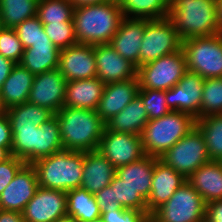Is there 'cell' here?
<instances>
[{
  "instance_id": "34",
  "label": "cell",
  "mask_w": 222,
  "mask_h": 222,
  "mask_svg": "<svg viewBox=\"0 0 222 222\" xmlns=\"http://www.w3.org/2000/svg\"><path fill=\"white\" fill-rule=\"evenodd\" d=\"M74 9L70 0H39L36 16L42 24L73 21Z\"/></svg>"
},
{
  "instance_id": "14",
  "label": "cell",
  "mask_w": 222,
  "mask_h": 222,
  "mask_svg": "<svg viewBox=\"0 0 222 222\" xmlns=\"http://www.w3.org/2000/svg\"><path fill=\"white\" fill-rule=\"evenodd\" d=\"M66 82L59 69L35 75L27 102L56 114L64 106Z\"/></svg>"
},
{
  "instance_id": "1",
  "label": "cell",
  "mask_w": 222,
  "mask_h": 222,
  "mask_svg": "<svg viewBox=\"0 0 222 222\" xmlns=\"http://www.w3.org/2000/svg\"><path fill=\"white\" fill-rule=\"evenodd\" d=\"M123 18L119 0L76 6L73 15L75 39L92 46L109 44Z\"/></svg>"
},
{
  "instance_id": "37",
  "label": "cell",
  "mask_w": 222,
  "mask_h": 222,
  "mask_svg": "<svg viewBox=\"0 0 222 222\" xmlns=\"http://www.w3.org/2000/svg\"><path fill=\"white\" fill-rule=\"evenodd\" d=\"M137 96L142 100L149 120L163 117L171 112L166 101V91L139 89Z\"/></svg>"
},
{
  "instance_id": "39",
  "label": "cell",
  "mask_w": 222,
  "mask_h": 222,
  "mask_svg": "<svg viewBox=\"0 0 222 222\" xmlns=\"http://www.w3.org/2000/svg\"><path fill=\"white\" fill-rule=\"evenodd\" d=\"M14 29L17 32L18 38L22 42L24 49L31 47L36 41L50 40L44 31L42 22L37 16L26 19Z\"/></svg>"
},
{
  "instance_id": "17",
  "label": "cell",
  "mask_w": 222,
  "mask_h": 222,
  "mask_svg": "<svg viewBox=\"0 0 222 222\" xmlns=\"http://www.w3.org/2000/svg\"><path fill=\"white\" fill-rule=\"evenodd\" d=\"M58 69L66 81L96 77L94 46L77 43L61 49Z\"/></svg>"
},
{
  "instance_id": "51",
  "label": "cell",
  "mask_w": 222,
  "mask_h": 222,
  "mask_svg": "<svg viewBox=\"0 0 222 222\" xmlns=\"http://www.w3.org/2000/svg\"><path fill=\"white\" fill-rule=\"evenodd\" d=\"M54 222H78L76 219H74L72 216L66 215L61 218H58Z\"/></svg>"
},
{
  "instance_id": "29",
  "label": "cell",
  "mask_w": 222,
  "mask_h": 222,
  "mask_svg": "<svg viewBox=\"0 0 222 222\" xmlns=\"http://www.w3.org/2000/svg\"><path fill=\"white\" fill-rule=\"evenodd\" d=\"M67 215L72 216L78 222H88L100 218L101 211L91 194L83 188H76L66 192Z\"/></svg>"
},
{
  "instance_id": "2",
  "label": "cell",
  "mask_w": 222,
  "mask_h": 222,
  "mask_svg": "<svg viewBox=\"0 0 222 222\" xmlns=\"http://www.w3.org/2000/svg\"><path fill=\"white\" fill-rule=\"evenodd\" d=\"M64 150L95 151L105 123L95 110L63 106L56 112Z\"/></svg>"
},
{
  "instance_id": "23",
  "label": "cell",
  "mask_w": 222,
  "mask_h": 222,
  "mask_svg": "<svg viewBox=\"0 0 222 222\" xmlns=\"http://www.w3.org/2000/svg\"><path fill=\"white\" fill-rule=\"evenodd\" d=\"M104 88L97 77L67 81L64 106L96 111Z\"/></svg>"
},
{
  "instance_id": "27",
  "label": "cell",
  "mask_w": 222,
  "mask_h": 222,
  "mask_svg": "<svg viewBox=\"0 0 222 222\" xmlns=\"http://www.w3.org/2000/svg\"><path fill=\"white\" fill-rule=\"evenodd\" d=\"M34 78L35 75L20 64L13 67L0 91L5 109L28 101Z\"/></svg>"
},
{
  "instance_id": "7",
  "label": "cell",
  "mask_w": 222,
  "mask_h": 222,
  "mask_svg": "<svg viewBox=\"0 0 222 222\" xmlns=\"http://www.w3.org/2000/svg\"><path fill=\"white\" fill-rule=\"evenodd\" d=\"M186 68L204 79L222 77V34L182 41Z\"/></svg>"
},
{
  "instance_id": "30",
  "label": "cell",
  "mask_w": 222,
  "mask_h": 222,
  "mask_svg": "<svg viewBox=\"0 0 222 222\" xmlns=\"http://www.w3.org/2000/svg\"><path fill=\"white\" fill-rule=\"evenodd\" d=\"M124 17L158 20L167 18L171 0H119Z\"/></svg>"
},
{
  "instance_id": "44",
  "label": "cell",
  "mask_w": 222,
  "mask_h": 222,
  "mask_svg": "<svg viewBox=\"0 0 222 222\" xmlns=\"http://www.w3.org/2000/svg\"><path fill=\"white\" fill-rule=\"evenodd\" d=\"M12 131L9 118L6 113L0 115V147L11 148Z\"/></svg>"
},
{
  "instance_id": "11",
  "label": "cell",
  "mask_w": 222,
  "mask_h": 222,
  "mask_svg": "<svg viewBox=\"0 0 222 222\" xmlns=\"http://www.w3.org/2000/svg\"><path fill=\"white\" fill-rule=\"evenodd\" d=\"M141 44L139 66L182 48V40L168 17L150 20L145 26Z\"/></svg>"
},
{
  "instance_id": "40",
  "label": "cell",
  "mask_w": 222,
  "mask_h": 222,
  "mask_svg": "<svg viewBox=\"0 0 222 222\" xmlns=\"http://www.w3.org/2000/svg\"><path fill=\"white\" fill-rule=\"evenodd\" d=\"M24 50L14 28H3L0 31V54L3 57L19 64Z\"/></svg>"
},
{
  "instance_id": "12",
  "label": "cell",
  "mask_w": 222,
  "mask_h": 222,
  "mask_svg": "<svg viewBox=\"0 0 222 222\" xmlns=\"http://www.w3.org/2000/svg\"><path fill=\"white\" fill-rule=\"evenodd\" d=\"M115 168L141 159L145 154L141 135L103 130L97 149Z\"/></svg>"
},
{
  "instance_id": "53",
  "label": "cell",
  "mask_w": 222,
  "mask_h": 222,
  "mask_svg": "<svg viewBox=\"0 0 222 222\" xmlns=\"http://www.w3.org/2000/svg\"><path fill=\"white\" fill-rule=\"evenodd\" d=\"M88 222H103L101 218H97L95 220H92V221H88Z\"/></svg>"
},
{
  "instance_id": "32",
  "label": "cell",
  "mask_w": 222,
  "mask_h": 222,
  "mask_svg": "<svg viewBox=\"0 0 222 222\" xmlns=\"http://www.w3.org/2000/svg\"><path fill=\"white\" fill-rule=\"evenodd\" d=\"M196 126L203 133L210 159L222 161V115L198 118Z\"/></svg>"
},
{
  "instance_id": "6",
  "label": "cell",
  "mask_w": 222,
  "mask_h": 222,
  "mask_svg": "<svg viewBox=\"0 0 222 222\" xmlns=\"http://www.w3.org/2000/svg\"><path fill=\"white\" fill-rule=\"evenodd\" d=\"M195 127L196 119L179 111L149 120L141 133L144 154L159 158Z\"/></svg>"
},
{
  "instance_id": "22",
  "label": "cell",
  "mask_w": 222,
  "mask_h": 222,
  "mask_svg": "<svg viewBox=\"0 0 222 222\" xmlns=\"http://www.w3.org/2000/svg\"><path fill=\"white\" fill-rule=\"evenodd\" d=\"M116 168L98 151L83 152V174L81 188L91 194L110 185Z\"/></svg>"
},
{
  "instance_id": "31",
  "label": "cell",
  "mask_w": 222,
  "mask_h": 222,
  "mask_svg": "<svg viewBox=\"0 0 222 222\" xmlns=\"http://www.w3.org/2000/svg\"><path fill=\"white\" fill-rule=\"evenodd\" d=\"M39 0H0V20L3 28H15L36 16Z\"/></svg>"
},
{
  "instance_id": "47",
  "label": "cell",
  "mask_w": 222,
  "mask_h": 222,
  "mask_svg": "<svg viewBox=\"0 0 222 222\" xmlns=\"http://www.w3.org/2000/svg\"><path fill=\"white\" fill-rule=\"evenodd\" d=\"M0 222H25L23 214L18 211L0 209Z\"/></svg>"
},
{
  "instance_id": "25",
  "label": "cell",
  "mask_w": 222,
  "mask_h": 222,
  "mask_svg": "<svg viewBox=\"0 0 222 222\" xmlns=\"http://www.w3.org/2000/svg\"><path fill=\"white\" fill-rule=\"evenodd\" d=\"M60 49L51 40H39L25 49L19 64L30 73L37 75L45 71L58 69Z\"/></svg>"
},
{
  "instance_id": "9",
  "label": "cell",
  "mask_w": 222,
  "mask_h": 222,
  "mask_svg": "<svg viewBox=\"0 0 222 222\" xmlns=\"http://www.w3.org/2000/svg\"><path fill=\"white\" fill-rule=\"evenodd\" d=\"M159 160L186 179L200 166L211 161L203 133L197 126L160 156Z\"/></svg>"
},
{
  "instance_id": "21",
  "label": "cell",
  "mask_w": 222,
  "mask_h": 222,
  "mask_svg": "<svg viewBox=\"0 0 222 222\" xmlns=\"http://www.w3.org/2000/svg\"><path fill=\"white\" fill-rule=\"evenodd\" d=\"M138 77L127 81L105 84L103 96L96 109L101 120L106 123L121 112L138 95Z\"/></svg>"
},
{
  "instance_id": "24",
  "label": "cell",
  "mask_w": 222,
  "mask_h": 222,
  "mask_svg": "<svg viewBox=\"0 0 222 222\" xmlns=\"http://www.w3.org/2000/svg\"><path fill=\"white\" fill-rule=\"evenodd\" d=\"M202 197L205 203L222 199V161L211 160L186 180Z\"/></svg>"
},
{
  "instance_id": "48",
  "label": "cell",
  "mask_w": 222,
  "mask_h": 222,
  "mask_svg": "<svg viewBox=\"0 0 222 222\" xmlns=\"http://www.w3.org/2000/svg\"><path fill=\"white\" fill-rule=\"evenodd\" d=\"M217 6V25L219 33L222 34V0H216Z\"/></svg>"
},
{
  "instance_id": "43",
  "label": "cell",
  "mask_w": 222,
  "mask_h": 222,
  "mask_svg": "<svg viewBox=\"0 0 222 222\" xmlns=\"http://www.w3.org/2000/svg\"><path fill=\"white\" fill-rule=\"evenodd\" d=\"M94 197L101 212L125 209L119 203L114 202L113 188L110 185L94 194Z\"/></svg>"
},
{
  "instance_id": "41",
  "label": "cell",
  "mask_w": 222,
  "mask_h": 222,
  "mask_svg": "<svg viewBox=\"0 0 222 222\" xmlns=\"http://www.w3.org/2000/svg\"><path fill=\"white\" fill-rule=\"evenodd\" d=\"M100 218L103 222H146L149 216L144 211L125 208L101 212Z\"/></svg>"
},
{
  "instance_id": "52",
  "label": "cell",
  "mask_w": 222,
  "mask_h": 222,
  "mask_svg": "<svg viewBox=\"0 0 222 222\" xmlns=\"http://www.w3.org/2000/svg\"><path fill=\"white\" fill-rule=\"evenodd\" d=\"M5 112H6V109L2 103L1 94H0V115L4 114Z\"/></svg>"
},
{
  "instance_id": "4",
  "label": "cell",
  "mask_w": 222,
  "mask_h": 222,
  "mask_svg": "<svg viewBox=\"0 0 222 222\" xmlns=\"http://www.w3.org/2000/svg\"><path fill=\"white\" fill-rule=\"evenodd\" d=\"M168 18L182 41L219 34L216 0H171Z\"/></svg>"
},
{
  "instance_id": "50",
  "label": "cell",
  "mask_w": 222,
  "mask_h": 222,
  "mask_svg": "<svg viewBox=\"0 0 222 222\" xmlns=\"http://www.w3.org/2000/svg\"><path fill=\"white\" fill-rule=\"evenodd\" d=\"M11 156V148L0 147V162L9 159Z\"/></svg>"
},
{
  "instance_id": "49",
  "label": "cell",
  "mask_w": 222,
  "mask_h": 222,
  "mask_svg": "<svg viewBox=\"0 0 222 222\" xmlns=\"http://www.w3.org/2000/svg\"><path fill=\"white\" fill-rule=\"evenodd\" d=\"M73 5L76 6H83V5H90V4H99L109 0H70Z\"/></svg>"
},
{
  "instance_id": "36",
  "label": "cell",
  "mask_w": 222,
  "mask_h": 222,
  "mask_svg": "<svg viewBox=\"0 0 222 222\" xmlns=\"http://www.w3.org/2000/svg\"><path fill=\"white\" fill-rule=\"evenodd\" d=\"M110 186L113 188L114 202L119 203L123 208L136 209L147 214L146 200L138 191L125 184L124 180L120 179L116 174Z\"/></svg>"
},
{
  "instance_id": "46",
  "label": "cell",
  "mask_w": 222,
  "mask_h": 222,
  "mask_svg": "<svg viewBox=\"0 0 222 222\" xmlns=\"http://www.w3.org/2000/svg\"><path fill=\"white\" fill-rule=\"evenodd\" d=\"M15 65L16 63L3 57L0 54V91L2 89L3 83L9 77V74Z\"/></svg>"
},
{
  "instance_id": "15",
  "label": "cell",
  "mask_w": 222,
  "mask_h": 222,
  "mask_svg": "<svg viewBox=\"0 0 222 222\" xmlns=\"http://www.w3.org/2000/svg\"><path fill=\"white\" fill-rule=\"evenodd\" d=\"M22 214L25 222H54L67 215L66 192L38 187Z\"/></svg>"
},
{
  "instance_id": "20",
  "label": "cell",
  "mask_w": 222,
  "mask_h": 222,
  "mask_svg": "<svg viewBox=\"0 0 222 222\" xmlns=\"http://www.w3.org/2000/svg\"><path fill=\"white\" fill-rule=\"evenodd\" d=\"M186 180L172 167L155 158L150 196L146 201L147 215L150 217L157 208L164 205Z\"/></svg>"
},
{
  "instance_id": "5",
  "label": "cell",
  "mask_w": 222,
  "mask_h": 222,
  "mask_svg": "<svg viewBox=\"0 0 222 222\" xmlns=\"http://www.w3.org/2000/svg\"><path fill=\"white\" fill-rule=\"evenodd\" d=\"M38 186L68 192L80 188L83 174V152L62 150L32 163Z\"/></svg>"
},
{
  "instance_id": "13",
  "label": "cell",
  "mask_w": 222,
  "mask_h": 222,
  "mask_svg": "<svg viewBox=\"0 0 222 222\" xmlns=\"http://www.w3.org/2000/svg\"><path fill=\"white\" fill-rule=\"evenodd\" d=\"M204 78L187 70L183 78L169 90H166V101L171 111H179L201 118V99Z\"/></svg>"
},
{
  "instance_id": "42",
  "label": "cell",
  "mask_w": 222,
  "mask_h": 222,
  "mask_svg": "<svg viewBox=\"0 0 222 222\" xmlns=\"http://www.w3.org/2000/svg\"><path fill=\"white\" fill-rule=\"evenodd\" d=\"M24 164L25 162L23 160L14 155L9 159L0 162V195Z\"/></svg>"
},
{
  "instance_id": "33",
  "label": "cell",
  "mask_w": 222,
  "mask_h": 222,
  "mask_svg": "<svg viewBox=\"0 0 222 222\" xmlns=\"http://www.w3.org/2000/svg\"><path fill=\"white\" fill-rule=\"evenodd\" d=\"M5 113L11 125L41 126L55 115L45 107H39L28 102L9 107Z\"/></svg>"
},
{
  "instance_id": "18",
  "label": "cell",
  "mask_w": 222,
  "mask_h": 222,
  "mask_svg": "<svg viewBox=\"0 0 222 222\" xmlns=\"http://www.w3.org/2000/svg\"><path fill=\"white\" fill-rule=\"evenodd\" d=\"M97 78L104 84L127 81L137 77L138 68L118 54L109 44L95 45Z\"/></svg>"
},
{
  "instance_id": "19",
  "label": "cell",
  "mask_w": 222,
  "mask_h": 222,
  "mask_svg": "<svg viewBox=\"0 0 222 222\" xmlns=\"http://www.w3.org/2000/svg\"><path fill=\"white\" fill-rule=\"evenodd\" d=\"M149 21V19L124 17L119 29L109 43L118 54L133 63L137 68L139 67L143 33Z\"/></svg>"
},
{
  "instance_id": "35",
  "label": "cell",
  "mask_w": 222,
  "mask_h": 222,
  "mask_svg": "<svg viewBox=\"0 0 222 222\" xmlns=\"http://www.w3.org/2000/svg\"><path fill=\"white\" fill-rule=\"evenodd\" d=\"M211 115H222V77L204 80L201 118Z\"/></svg>"
},
{
  "instance_id": "45",
  "label": "cell",
  "mask_w": 222,
  "mask_h": 222,
  "mask_svg": "<svg viewBox=\"0 0 222 222\" xmlns=\"http://www.w3.org/2000/svg\"><path fill=\"white\" fill-rule=\"evenodd\" d=\"M204 222H222V199L206 204Z\"/></svg>"
},
{
  "instance_id": "54",
  "label": "cell",
  "mask_w": 222,
  "mask_h": 222,
  "mask_svg": "<svg viewBox=\"0 0 222 222\" xmlns=\"http://www.w3.org/2000/svg\"><path fill=\"white\" fill-rule=\"evenodd\" d=\"M3 29V25H2V22L0 20V31Z\"/></svg>"
},
{
  "instance_id": "26",
  "label": "cell",
  "mask_w": 222,
  "mask_h": 222,
  "mask_svg": "<svg viewBox=\"0 0 222 222\" xmlns=\"http://www.w3.org/2000/svg\"><path fill=\"white\" fill-rule=\"evenodd\" d=\"M155 158L144 155L141 159L116 168V175L147 201L150 196Z\"/></svg>"
},
{
  "instance_id": "8",
  "label": "cell",
  "mask_w": 222,
  "mask_h": 222,
  "mask_svg": "<svg viewBox=\"0 0 222 222\" xmlns=\"http://www.w3.org/2000/svg\"><path fill=\"white\" fill-rule=\"evenodd\" d=\"M206 203L203 197L185 181L151 215V222H204Z\"/></svg>"
},
{
  "instance_id": "16",
  "label": "cell",
  "mask_w": 222,
  "mask_h": 222,
  "mask_svg": "<svg viewBox=\"0 0 222 222\" xmlns=\"http://www.w3.org/2000/svg\"><path fill=\"white\" fill-rule=\"evenodd\" d=\"M37 172L25 163L0 195V209L23 212L38 188Z\"/></svg>"
},
{
  "instance_id": "28",
  "label": "cell",
  "mask_w": 222,
  "mask_h": 222,
  "mask_svg": "<svg viewBox=\"0 0 222 222\" xmlns=\"http://www.w3.org/2000/svg\"><path fill=\"white\" fill-rule=\"evenodd\" d=\"M148 114L137 96L126 107L105 123L108 130L141 135L148 123Z\"/></svg>"
},
{
  "instance_id": "3",
  "label": "cell",
  "mask_w": 222,
  "mask_h": 222,
  "mask_svg": "<svg viewBox=\"0 0 222 222\" xmlns=\"http://www.w3.org/2000/svg\"><path fill=\"white\" fill-rule=\"evenodd\" d=\"M11 153L25 163L48 157L64 150L56 115L41 126L11 125Z\"/></svg>"
},
{
  "instance_id": "10",
  "label": "cell",
  "mask_w": 222,
  "mask_h": 222,
  "mask_svg": "<svg viewBox=\"0 0 222 222\" xmlns=\"http://www.w3.org/2000/svg\"><path fill=\"white\" fill-rule=\"evenodd\" d=\"M187 71L182 48L138 67L139 89L166 91L178 85Z\"/></svg>"
},
{
  "instance_id": "38",
  "label": "cell",
  "mask_w": 222,
  "mask_h": 222,
  "mask_svg": "<svg viewBox=\"0 0 222 222\" xmlns=\"http://www.w3.org/2000/svg\"><path fill=\"white\" fill-rule=\"evenodd\" d=\"M43 28L48 38L60 50L78 43L73 21L43 24Z\"/></svg>"
}]
</instances>
